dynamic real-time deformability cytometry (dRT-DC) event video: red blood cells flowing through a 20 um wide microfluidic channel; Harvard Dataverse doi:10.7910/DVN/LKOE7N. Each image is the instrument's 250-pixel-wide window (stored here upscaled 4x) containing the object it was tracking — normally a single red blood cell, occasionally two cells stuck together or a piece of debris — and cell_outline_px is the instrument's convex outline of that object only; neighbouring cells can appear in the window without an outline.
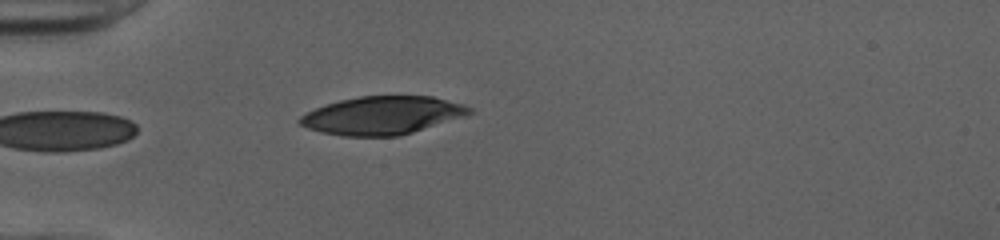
{"species": "human", "species_latin": "Homo sapiens", "temperature_condition": "cold", "stored_images_in_passage": 24, "camera_frame_rate_fps": 3000, "um_per_image_px": 0.085, "donor": {"sex": "female"}, "frame": {"image": 1, "passage_image": 1, "time_ms": 0.0, "image_size_px": [1000, 240], "cell_outline_px": [[476, 112], [464, 116], [412, 132], [396, 136], [344, 136], [320, 132], [308, 128], [300, 124], [296, 120], [300, 116], [316, 108], [340, 100], [360, 96], [432, 96], [464, 104], [472, 108]], "centroid_in_image_um": [32.51, 9.8], "position_along_channel_um": 52.5, "area_um2": 37.45}}
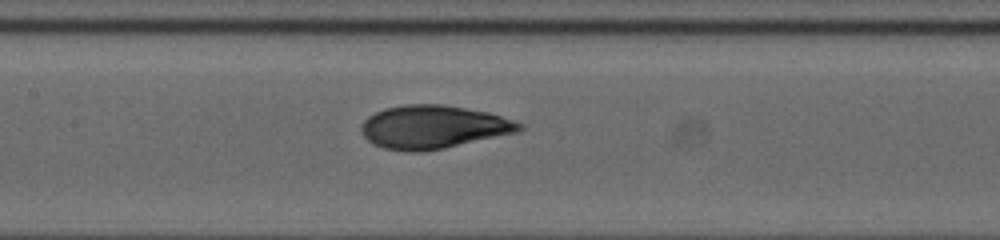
{"frame": {"image": 2, "passage_image": 11, "time_ms": 3.333, "image_size_px": [1000, 240], "cell_outline_px": [[524, 128], [520, 132], [444, 148], [424, 152], [408, 152], [384, 148], [372, 144], [364, 136], [360, 128], [360, 124], [368, 116], [384, 108], [404, 104], [440, 104], [488, 112], [524, 124]], "centroid_in_image_um": [36.82, 10.8], "position_along_channel_um": 170.6, "area_um2": 40.06}}
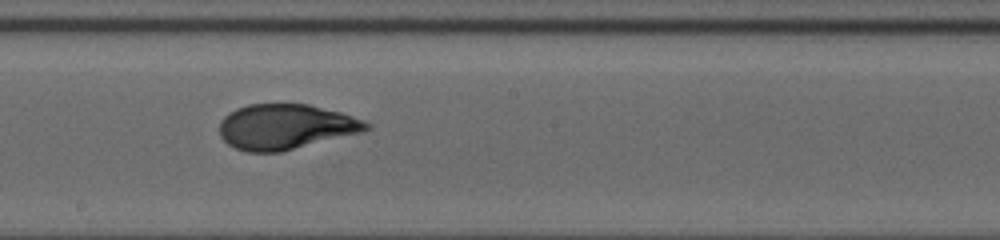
{"frame": {"image": 3, "passage_image": 15, "time_ms": 4.667, "image_size_px": [1000, 240], "cell_outline_px": [[372, 128], [364, 132], [280, 152], [248, 152], [236, 148], [228, 144], [220, 136], [220, 120], [228, 112], [236, 108], [248, 104], [308, 104], [340, 112], [364, 120], [372, 124]], "centroid_in_image_um": [24.3, 10.77], "position_along_channel_um": 223.9, "area_um2": 38.9}}